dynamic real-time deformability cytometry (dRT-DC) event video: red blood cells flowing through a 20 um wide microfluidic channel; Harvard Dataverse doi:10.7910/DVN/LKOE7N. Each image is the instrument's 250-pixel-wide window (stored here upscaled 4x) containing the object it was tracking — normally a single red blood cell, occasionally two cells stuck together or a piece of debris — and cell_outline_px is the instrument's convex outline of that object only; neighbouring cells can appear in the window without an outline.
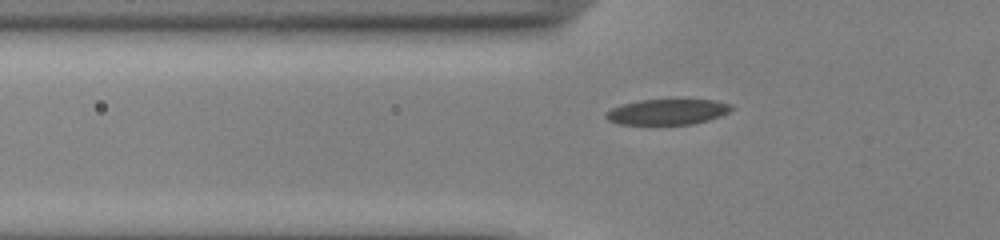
{"species": "common noctule bat (a hibernating species)", "species_latin": "Nyctalus noctula", "temperature_condition": "cold", "stored_images_in_passage": 33, "camera_frame_rate_fps": 3000, "um_per_image_px": 0.085, "animal": {"sex": "male", "body_mass_g": 13.0, "forearm_length_mm": 53.1}, "frame": {"image": 1, "passage_image": 3, "time_ms": 0.667, "image_size_px": [1000, 240], "cell_outline_px": [[732, 108], [728, 112], [720, 116], [708, 120], [692, 124], [620, 124], [608, 120], [604, 116], [604, 112], [612, 108], [624, 104], [640, 100], [716, 100], [732, 104]], "centroid_in_image_um": [56.72, 9.51], "position_along_channel_um": 69.1, "area_um2": 18.55}}
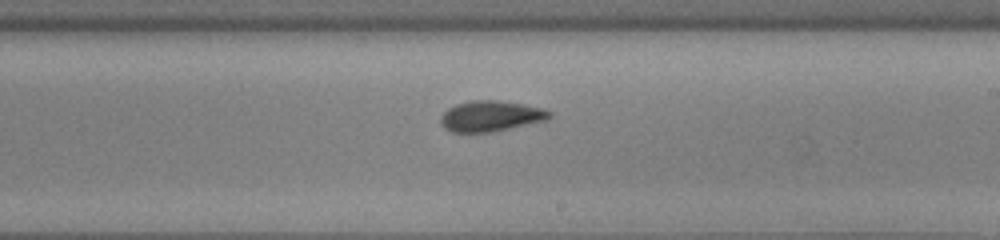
{"frame": {"image": 2, "passage_image": 17, "time_ms": 5.333, "image_size_px": [1000, 240], "cell_outline_px": [[552, 116], [548, 120], [492, 132], [452, 132], [444, 128], [440, 120], [440, 116], [448, 108], [456, 104], [472, 100], [496, 100], [524, 104], [544, 108], [552, 112]], "centroid_in_image_um": [41.74, 9.86], "position_along_channel_um": 247.3, "area_um2": 19.59}}
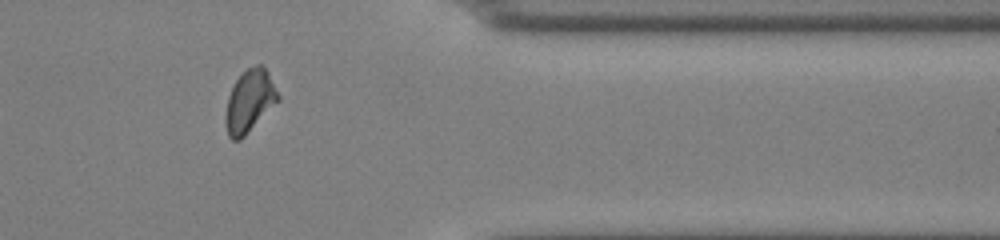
{"frame": {"image": 3, "passage_image": 29, "time_ms": 9.333, "image_size_px": [1000, 240], "cell_outline_px": [[280, 100], [240, 140], [232, 140], [228, 136], [224, 124], [224, 116], [228, 96], [236, 80], [248, 68], [256, 64], [260, 64], [268, 72], [280, 96]], "centroid_in_image_um": [21.2, 8.62], "position_along_channel_um": 390.2, "area_um2": 19.07}}